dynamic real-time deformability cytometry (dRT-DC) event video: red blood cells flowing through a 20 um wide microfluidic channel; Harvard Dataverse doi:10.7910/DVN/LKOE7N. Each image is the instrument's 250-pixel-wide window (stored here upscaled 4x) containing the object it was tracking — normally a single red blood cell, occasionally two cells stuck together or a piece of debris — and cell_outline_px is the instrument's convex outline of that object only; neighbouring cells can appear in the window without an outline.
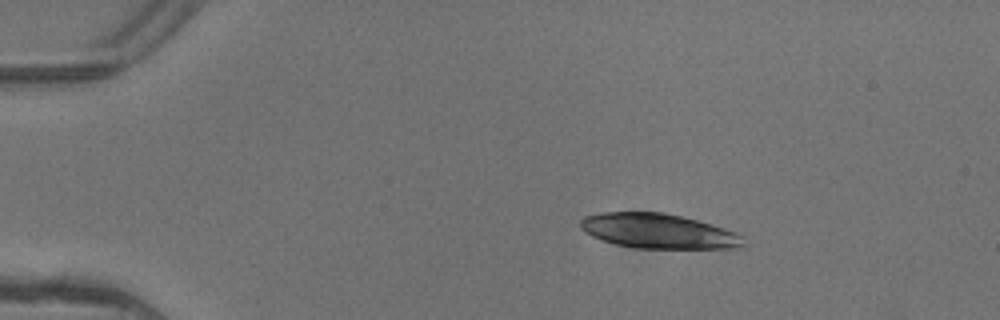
{"species": "common noctule bat (a hibernating species)", "species_latin": "Nyctalus noctula", "temperature_condition": "warm", "stored_images_in_passage": 3, "camera_frame_rate_fps": 3000, "um_per_image_px": 0.085, "animal": {"sex": "female"}, "frame": {"image": 1, "passage_image": 1, "time_ms": 0.0, "image_size_px": [1000, 320], "cell_outline_px": [[744, 248], [636, 248], [616, 244], [592, 236], [584, 232], [580, 228], [580, 220], [584, 216], [600, 212], [664, 212], [696, 220], [724, 228], [736, 232], [744, 236]], "centroid_in_image_um": [55.96, 19.64], "position_along_channel_um": 29.0, "area_um2": 33.06}}